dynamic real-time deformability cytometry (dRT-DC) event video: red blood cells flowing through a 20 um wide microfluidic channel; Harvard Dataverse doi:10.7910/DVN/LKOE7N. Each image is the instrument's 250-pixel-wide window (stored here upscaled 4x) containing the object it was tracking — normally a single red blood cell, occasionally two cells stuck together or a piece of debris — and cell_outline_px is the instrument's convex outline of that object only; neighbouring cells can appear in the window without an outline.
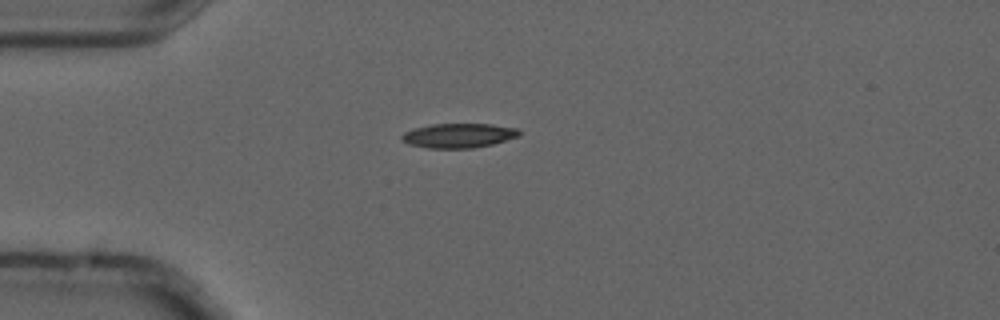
{"species": "common noctule bat (a hibernating species)", "species_latin": "Nyctalus noctula", "temperature_condition": "cold", "stored_images_in_passage": 4, "camera_frame_rate_fps": 3000, "um_per_image_px": 0.085, "animal": {"sex": "male", "forearm_length_mm": 52.5}, "frame": {"image": 1, "passage_image": 2, "time_ms": 0.333, "image_size_px": [1000, 320], "cell_outline_px": [[520, 136], [492, 144], [472, 148], [428, 148], [408, 144], [400, 140], [400, 136], [404, 132], [412, 128], [432, 124], [492, 124], [516, 128], [520, 132]], "centroid_in_image_um": [38.93, 11.52], "position_along_channel_um": 46.1, "area_um2": 16.82}}